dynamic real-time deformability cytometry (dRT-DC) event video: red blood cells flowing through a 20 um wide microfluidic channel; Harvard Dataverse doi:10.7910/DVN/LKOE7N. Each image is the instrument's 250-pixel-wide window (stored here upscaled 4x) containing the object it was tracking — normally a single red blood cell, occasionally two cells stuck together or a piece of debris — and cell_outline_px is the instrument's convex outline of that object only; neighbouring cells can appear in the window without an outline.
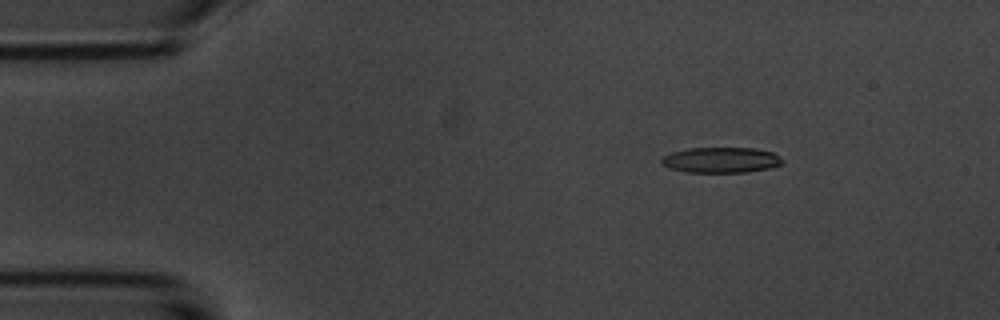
{"species": "common noctule bat (a hibernating species)", "species_latin": "Nyctalus noctula", "temperature_condition": "room temperature", "stored_images_in_passage": 5, "camera_frame_rate_fps": 3000, "um_per_image_px": 0.085, "animal": {"sex": "male", "body_mass_g": 20.1, "forearm_length_mm": 53.5}, "frame": {"image": 1, "passage_image": 3, "time_ms": 2.333, "image_size_px": [1000, 320], "cell_outline_px": [[784, 160], [780, 164], [772, 168], [744, 172], [688, 172], [668, 168], [660, 160], [664, 156], [672, 152], [688, 148], [756, 148], [772, 152], [780, 156]], "centroid_in_image_um": [61.31, 13.6], "position_along_channel_um": 23.7, "area_um2": 17.98}}